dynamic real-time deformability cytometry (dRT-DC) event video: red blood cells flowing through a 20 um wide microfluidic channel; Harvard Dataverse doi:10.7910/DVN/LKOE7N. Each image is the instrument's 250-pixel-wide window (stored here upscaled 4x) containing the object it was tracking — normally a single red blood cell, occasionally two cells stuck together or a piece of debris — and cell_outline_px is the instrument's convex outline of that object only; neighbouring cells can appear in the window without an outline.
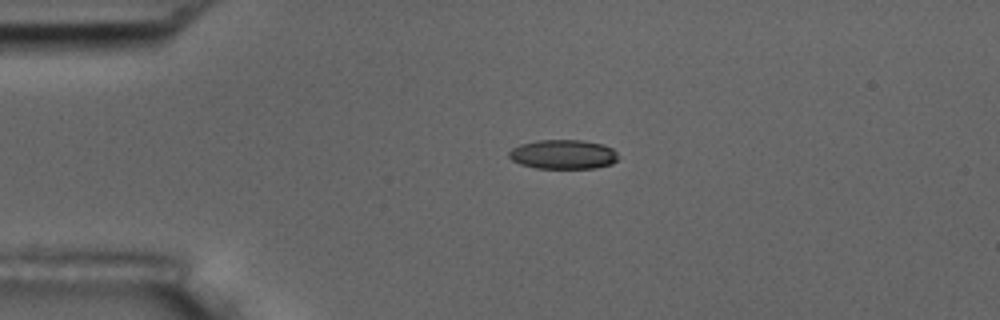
{"species": "common noctule bat (a hibernating species)", "species_latin": "Nyctalus noctula", "temperature_condition": "room temperature", "stored_images_in_passage": 3, "camera_frame_rate_fps": 3000, "um_per_image_px": 0.085, "animal": {"sex": "male", "body_mass_g": 17.5, "forearm_length_mm": 52.3}, "frame": {"image": 1, "passage_image": 1, "time_ms": 0.0, "image_size_px": [1000, 320], "cell_outline_px": [[616, 160], [612, 164], [596, 168], [536, 168], [520, 164], [512, 160], [508, 156], [508, 152], [512, 148], [520, 144], [536, 140], [584, 140], [604, 144], [612, 148], [616, 152]], "centroid_in_image_um": [47.85, 13.11], "position_along_channel_um": 37.1, "area_um2": 18.79}}
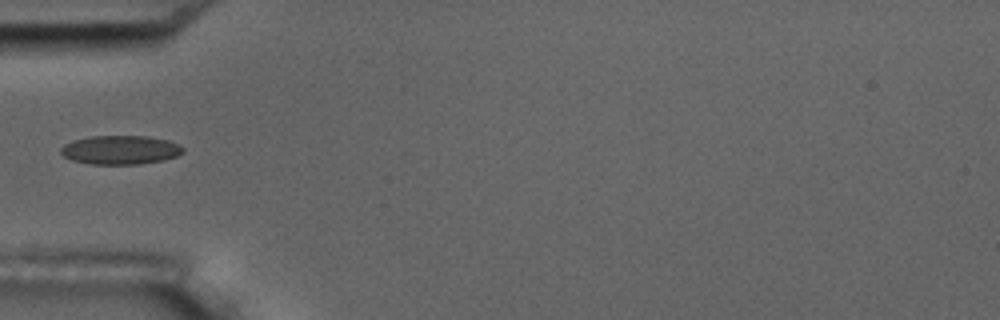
{"frame": {"image": 2, "passage_image": 3, "time_ms": 0.667, "image_size_px": [1000, 320], "cell_outline_px": [[184, 152], [176, 156], [164, 160], [136, 164], [92, 164], [72, 160], [64, 156], [60, 152], [60, 148], [64, 144], [72, 140], [92, 136], [148, 136], [168, 140], [180, 144], [184, 148]], "centroid_in_image_um": [10.24, 12.73], "position_along_channel_um": 74.8, "area_um2": 20.63}}